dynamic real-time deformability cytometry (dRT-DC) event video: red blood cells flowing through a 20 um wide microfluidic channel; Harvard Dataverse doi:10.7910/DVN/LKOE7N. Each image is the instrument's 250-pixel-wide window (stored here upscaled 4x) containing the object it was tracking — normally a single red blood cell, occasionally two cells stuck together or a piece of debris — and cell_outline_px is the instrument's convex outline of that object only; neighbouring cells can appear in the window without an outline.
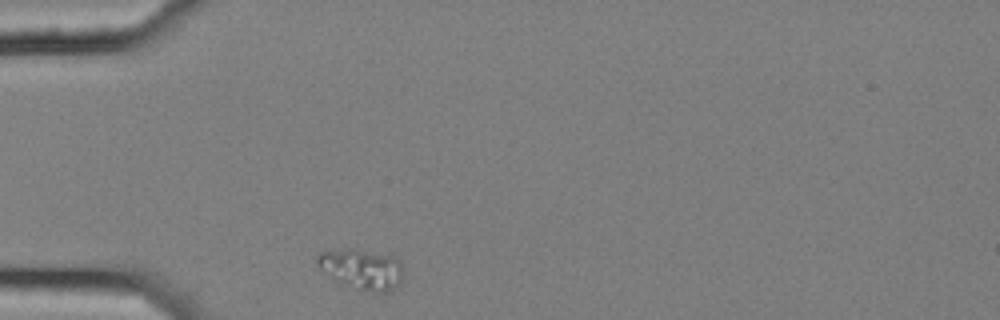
{"species": "common noctule bat (a hibernating species)", "species_latin": "Nyctalus noctula", "temperature_condition": "cold", "stored_images_in_passage": 3, "camera_frame_rate_fps": 3000, "um_per_image_px": 0.085, "animal": {"sex": "female", "body_mass_g": 25.1}, "frame": {"image": 1, "passage_image": 1, "time_ms": 0.0, "image_size_px": [1000, 320], "cell_outline_px": [[400, 284], [392, 292], [376, 292], [356, 288], [340, 284], [320, 268], [316, 264], [316, 256], [320, 252], [360, 252], [396, 256], [400, 260]], "centroid_in_image_um": [30.77, 22.95], "position_along_channel_um": 54.2, "area_um2": 19.25}}